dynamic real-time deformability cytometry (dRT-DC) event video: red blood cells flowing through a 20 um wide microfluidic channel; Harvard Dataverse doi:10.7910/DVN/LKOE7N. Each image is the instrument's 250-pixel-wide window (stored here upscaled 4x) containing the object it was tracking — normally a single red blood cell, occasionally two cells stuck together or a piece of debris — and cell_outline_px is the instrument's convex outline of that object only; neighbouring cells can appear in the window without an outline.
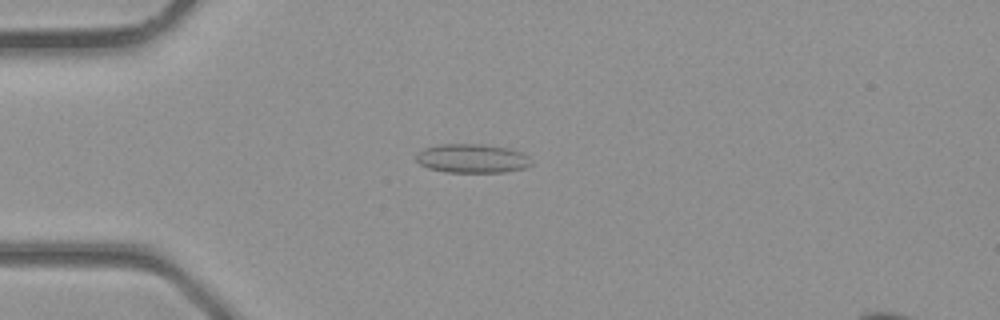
{"species": "common noctule bat (a hibernating species)", "species_latin": "Nyctalus noctula", "temperature_condition": "room temperature", "stored_images_in_passage": 37, "camera_frame_rate_fps": 3000, "um_per_image_px": 0.085, "animal": {"sex": "male", "body_mass_g": 23.1, "forearm_length_mm": 52.7}, "frame": {"image": 1, "passage_image": 9, "time_ms": 2.667, "image_size_px": [1000, 320], "cell_outline_px": [[532, 164], [524, 168], [504, 172], [444, 172], [428, 168], [420, 164], [416, 160], [416, 156], [424, 148], [440, 144], [480, 144], [508, 148], [520, 152], [528, 156]], "centroid_in_image_um": [40.12, 13.47], "position_along_channel_um": 44.9, "area_um2": 19.31}}
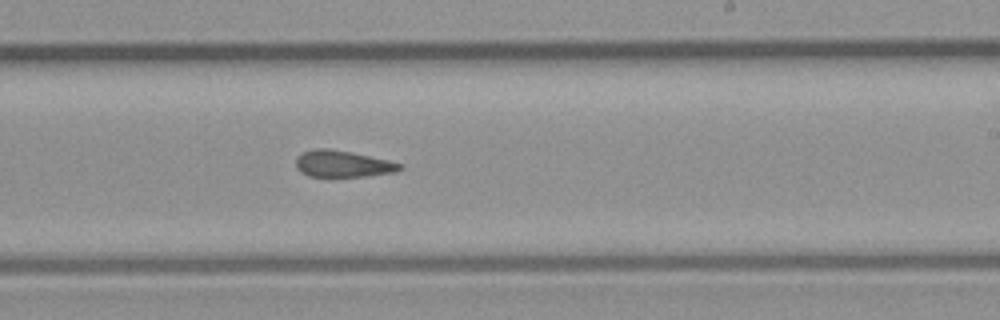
{"frame": {"image": 2, "passage_image": 22, "time_ms": 7.0, "image_size_px": [1000, 320], "cell_outline_px": [[404, 168], [396, 172], [364, 176], [308, 176], [300, 172], [296, 168], [296, 156], [300, 152], [312, 148], [328, 148], [352, 152], [388, 160], [404, 164]], "centroid_in_image_um": [29.11, 13.91], "position_along_channel_um": 259.9, "area_um2": 16.36}}
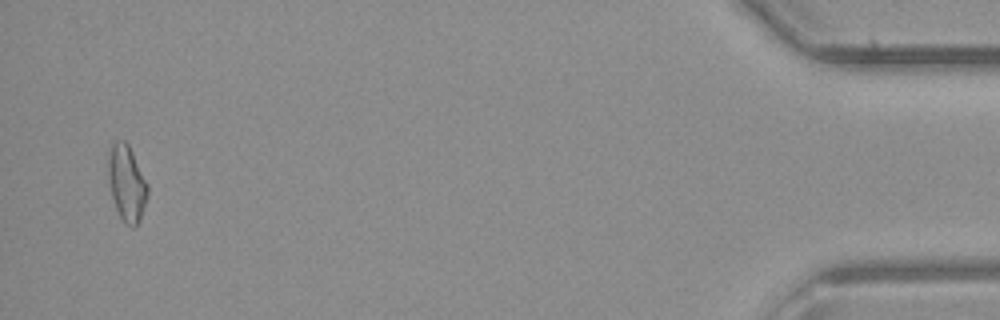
{"frame": {"image": 3, "passage_image": 36, "time_ms": 11.667, "image_size_px": [1000, 320], "cell_outline_px": [[148, 196], [140, 220], [136, 228], [132, 228], [124, 224], [116, 208], [112, 196], [108, 180], [108, 160], [112, 144], [116, 140], [124, 140], [128, 144], [148, 184]], "centroid_in_image_um": [10.78, 15.62], "position_along_channel_um": 424.4, "area_um2": 17.51}}